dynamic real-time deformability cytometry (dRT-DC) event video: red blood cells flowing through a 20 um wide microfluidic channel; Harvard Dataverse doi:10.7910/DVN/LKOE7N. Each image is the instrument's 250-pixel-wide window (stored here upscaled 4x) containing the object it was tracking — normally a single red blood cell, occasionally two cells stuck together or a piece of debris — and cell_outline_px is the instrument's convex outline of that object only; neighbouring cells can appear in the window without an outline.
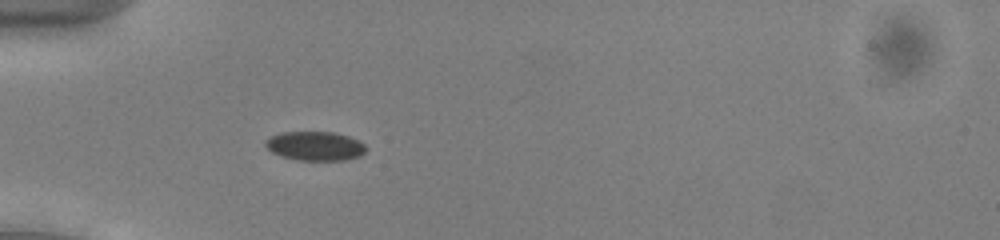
{"species": "common noctule bat (a hibernating species)", "species_latin": "Nyctalus noctula", "temperature_condition": "cold", "stored_images_in_passage": 53, "camera_frame_rate_fps": 3000, "um_per_image_px": 0.085, "animal": {"sex": "male", "body_mass_g": 13.0, "forearm_length_mm": 53.1}, "frame": {"image": 1, "passage_image": 17, "time_ms": 5.333, "image_size_px": [1000, 240], "cell_outline_px": [[368, 148], [360, 156], [344, 160], [296, 160], [280, 156], [272, 152], [264, 144], [264, 140], [280, 132], [336, 132], [360, 140]], "centroid_in_image_um": [26.79, 12.41], "position_along_channel_um": 58.2, "area_um2": 17.22}}
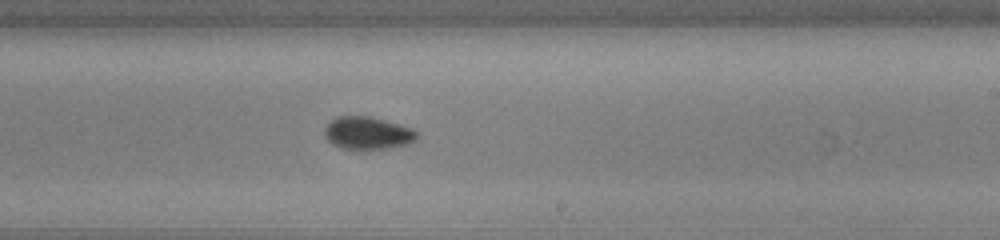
{"frame": {"image": 2, "passage_image": 33, "time_ms": 10.667, "image_size_px": [1000, 240], "cell_outline_px": [[420, 132], [416, 140], [408, 144], [384, 148], [344, 148], [332, 144], [324, 136], [324, 128], [336, 116], [368, 116], [384, 120], [412, 128]], "centroid_in_image_um": [31.26, 11.29], "position_along_channel_um": 257.7, "area_um2": 17.34}}
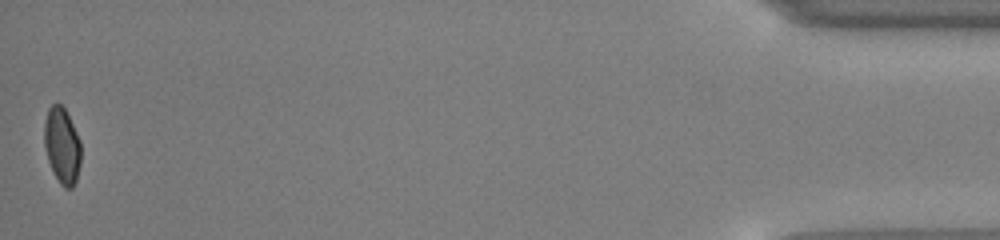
{"frame": {"image": 3, "passage_image": 53, "time_ms": 17.333, "image_size_px": [1000, 240], "cell_outline_px": [[80, 164], [76, 180], [72, 188], [64, 188], [60, 184], [48, 160], [44, 144], [44, 120], [48, 108], [52, 104], [60, 104], [64, 108], [80, 140]], "centroid_in_image_um": [5.26, 12.37], "position_along_channel_um": 429.9, "area_um2": 16.07}, "authors_computed_cell_mechanics": {"area_um2": 17.051, "velocity_mm_per_s": 3.9046, "shape_relaxation_time_tau1_ms": 1.9682, "shape_relaxation_time_tau2_ms": null, "deformation_change_tau1": 0.0619, "deformation_change_tau2": null}}